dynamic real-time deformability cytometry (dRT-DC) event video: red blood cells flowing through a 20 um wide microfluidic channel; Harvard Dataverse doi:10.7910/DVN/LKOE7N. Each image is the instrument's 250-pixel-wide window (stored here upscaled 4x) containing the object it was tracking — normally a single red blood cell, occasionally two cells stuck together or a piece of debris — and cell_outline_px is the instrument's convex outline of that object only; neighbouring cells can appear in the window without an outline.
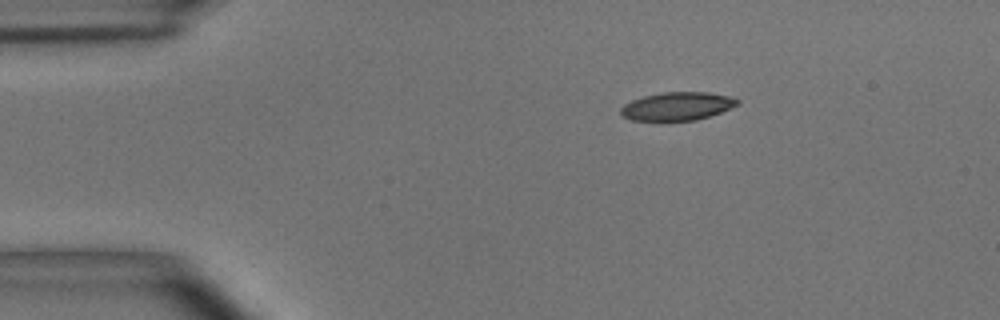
{"species": "common noctule bat (a hibernating species)", "species_latin": "Nyctalus noctula", "temperature_condition": "room temperature", "stored_images_in_passage": 46, "camera_frame_rate_fps": 3000, "um_per_image_px": 0.085, "animal": {"sex": "male", "body_mass_g": 15.6}, "frame": {"image": 1, "passage_image": 1, "time_ms": 0.0, "image_size_px": [1000, 320], "cell_outline_px": [[740, 104], [720, 112], [696, 120], [632, 120], [620, 116], [620, 108], [624, 104], [632, 100], [644, 96], [664, 92], [708, 92], [728, 96], [740, 100]], "centroid_in_image_um": [57.55, 9.02], "position_along_channel_um": 27.5, "area_um2": 19.07}}
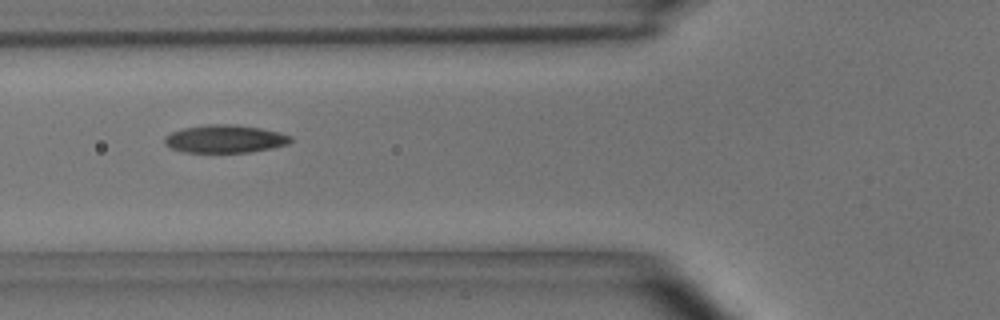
{"frame": {"image": 2, "passage_image": 12, "time_ms": 3.667, "image_size_px": [1000, 320], "cell_outline_px": [[292, 140], [288, 144], [272, 148], [252, 152], [184, 152], [172, 148], [164, 144], [164, 136], [172, 132], [184, 128], [208, 124], [236, 124], [260, 128], [280, 132], [292, 136]], "centroid_in_image_um": [19.14, 11.8], "position_along_channel_um": 106.7, "area_um2": 20.58}}
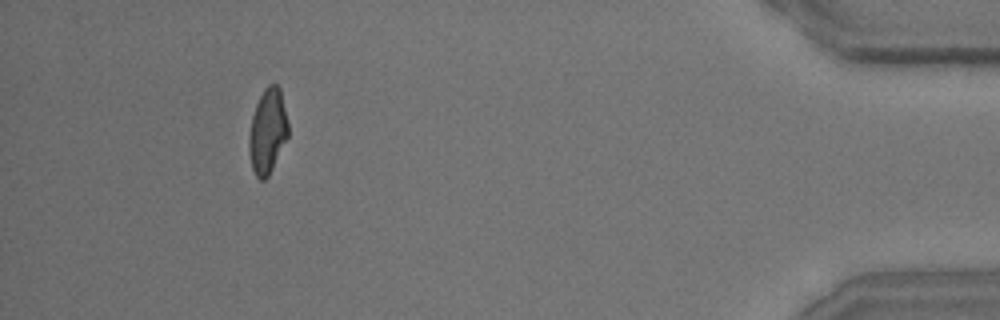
{"frame": {"image": 3, "passage_image": 42, "time_ms": 13.667, "image_size_px": [1000, 320], "cell_outline_px": [[288, 136], [268, 176], [264, 180], [260, 180], [256, 176], [252, 168], [248, 152], [248, 136], [252, 116], [256, 104], [264, 88], [268, 84], [276, 84], [280, 88], [288, 124]], "centroid_in_image_um": [22.72, 11.15], "position_along_channel_um": 412.5, "area_um2": 19.31}, "authors_computed_cell_mechanics": {"area_um2": 20.0855, "velocity_mm_per_s": 3.6645, "shape_relaxation_time_tau1_ms": 5.5622, "shape_relaxation_time_tau2_ms": 2.3611, "deformation_change_tau1": 0.1625, "deformation_change_tau2": 0.0849}}